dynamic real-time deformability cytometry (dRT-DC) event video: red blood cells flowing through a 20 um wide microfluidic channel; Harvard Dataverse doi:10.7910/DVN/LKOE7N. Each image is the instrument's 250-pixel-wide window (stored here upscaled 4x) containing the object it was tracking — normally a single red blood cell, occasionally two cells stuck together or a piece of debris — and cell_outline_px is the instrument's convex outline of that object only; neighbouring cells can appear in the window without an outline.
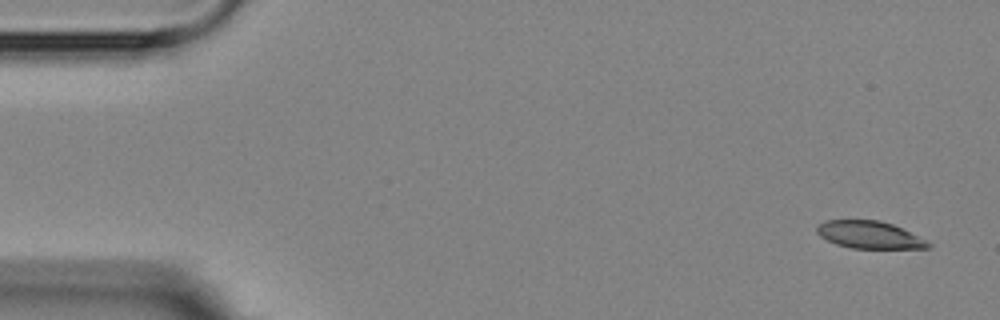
{"species": "Egyptian fruit bat (a non-hibernating species)", "species_latin": "Rousettus aegyptiacus", "temperature_condition": "room temperature", "stored_images_in_passage": 5, "camera_frame_rate_fps": 3000, "um_per_image_px": 0.085, "animal": {"sex": "female"}, "frame": {"image": 1, "passage_image": 1, "time_ms": 0.0, "image_size_px": [1000, 320], "cell_outline_px": [[932, 244], [928, 248], [852, 248], [836, 244], [820, 236], [816, 232], [816, 228], [824, 220], [880, 220], [892, 224]], "centroid_in_image_um": [73.84, 19.95], "position_along_channel_um": 11.2, "area_um2": 17.4}}